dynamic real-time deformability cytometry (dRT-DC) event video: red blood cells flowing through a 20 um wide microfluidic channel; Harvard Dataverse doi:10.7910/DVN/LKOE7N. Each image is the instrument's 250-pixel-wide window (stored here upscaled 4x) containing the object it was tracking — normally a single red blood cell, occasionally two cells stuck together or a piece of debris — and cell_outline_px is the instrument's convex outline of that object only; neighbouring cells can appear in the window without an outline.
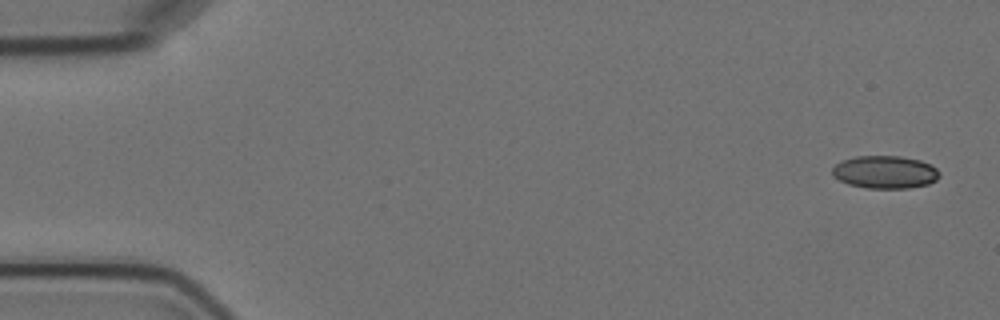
{"species": "Egyptian fruit bat (a non-hibernating species)", "species_latin": "Rousettus aegyptiacus", "temperature_condition": "cold", "stored_images_in_passage": 4, "camera_frame_rate_fps": 3000, "um_per_image_px": 0.085, "animal": {"sex": "female"}, "frame": {"image": 1, "passage_image": 1, "time_ms": 0.0, "image_size_px": [1000, 320], "cell_outline_px": [[940, 176], [936, 180], [928, 184], [908, 188], [868, 188], [848, 184], [832, 176], [832, 168], [836, 164], [844, 160], [856, 156], [900, 156], [920, 160], [932, 164], [940, 172]], "centroid_in_image_um": [75.25, 14.62], "position_along_channel_um": 9.8, "area_um2": 20.52}}
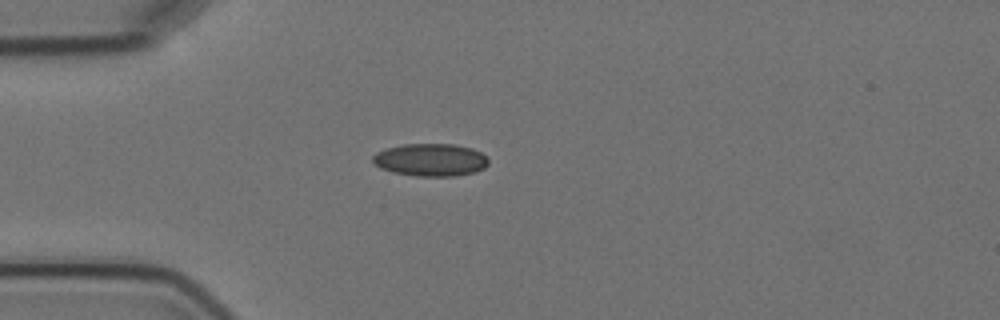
{"frame": {"image": 2, "passage_image": 4, "time_ms": 4.333, "image_size_px": [1000, 320], "cell_outline_px": [[488, 164], [484, 168], [472, 172], [452, 176], [416, 176], [392, 172], [380, 168], [372, 164], [372, 156], [376, 152], [388, 148], [404, 144], [452, 144], [472, 148], [480, 152], [488, 160]], "centroid_in_image_um": [36.55, 13.59], "position_along_channel_um": 48.5, "area_um2": 21.91}}